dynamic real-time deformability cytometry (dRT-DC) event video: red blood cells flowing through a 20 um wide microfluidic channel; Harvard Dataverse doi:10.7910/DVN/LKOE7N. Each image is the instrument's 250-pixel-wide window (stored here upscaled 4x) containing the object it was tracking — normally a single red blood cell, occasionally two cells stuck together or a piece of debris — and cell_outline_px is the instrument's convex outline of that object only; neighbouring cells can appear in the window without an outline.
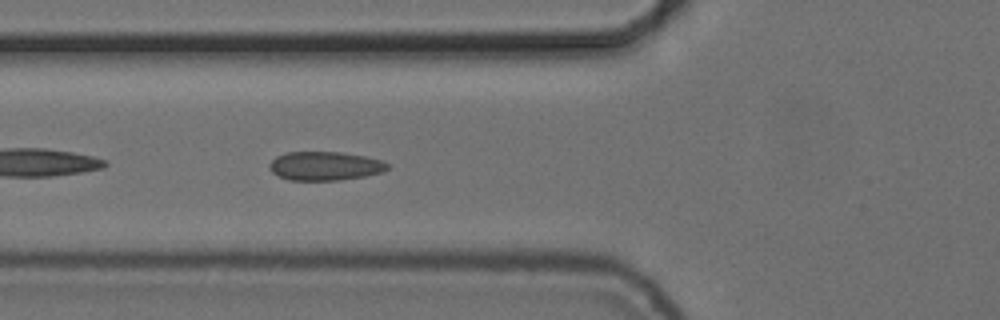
{"species": "common noctule bat (a hibernating species)", "species_latin": "Nyctalus noctula", "temperature_condition": "cold", "stored_images_in_passage": 24, "camera_frame_rate_fps": 3000, "um_per_image_px": 0.085, "animal": {"sex": "female", "body_mass_g": 24.6, "forearm_length_mm": 56.2}, "frame": {"image": 1, "passage_image": 5, "time_ms": 1.333, "image_size_px": [1000, 320], "cell_outline_px": [[388, 168], [384, 172], [364, 176], [340, 180], [288, 180], [272, 172], [268, 168], [268, 164], [276, 156], [288, 152], [340, 152], [364, 156], [380, 160], [388, 164]], "centroid_in_image_um": [27.6, 14.11], "position_along_channel_um": 98.2, "area_um2": 19.77}}
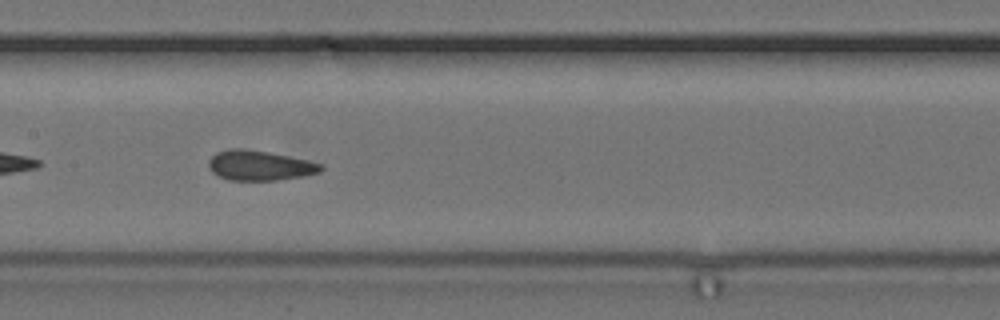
{"frame": {"image": 2, "passage_image": 12, "time_ms": 3.667, "image_size_px": [1000, 320], "cell_outline_px": [[324, 168], [320, 172], [300, 176], [276, 180], [228, 180], [212, 172], [208, 168], [208, 160], [216, 152], [228, 148], [244, 148], [268, 152], [308, 160], [324, 164]], "centroid_in_image_um": [22.05, 14.05], "position_along_channel_um": 185.4, "area_um2": 19.65}}